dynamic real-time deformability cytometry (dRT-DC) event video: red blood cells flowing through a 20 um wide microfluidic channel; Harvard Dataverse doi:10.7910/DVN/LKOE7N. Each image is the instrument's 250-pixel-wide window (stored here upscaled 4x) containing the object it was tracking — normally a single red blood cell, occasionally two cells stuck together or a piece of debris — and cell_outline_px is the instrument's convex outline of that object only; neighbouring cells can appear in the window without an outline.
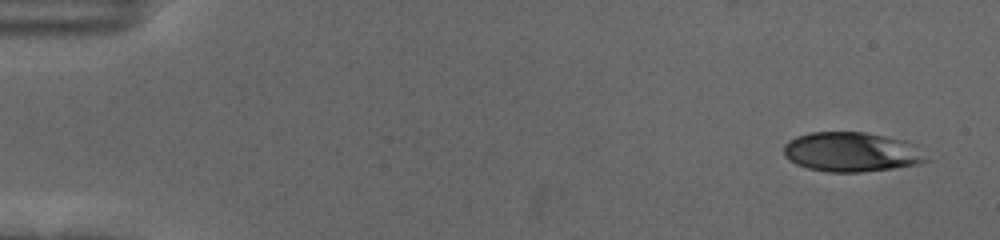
{"species": "human", "species_latin": "Homo sapiens", "temperature_condition": "cold", "stored_images_in_passage": 55, "camera_frame_rate_fps": 3000, "um_per_image_px": 0.085, "donor": {"sex": "female"}, "frame": {"image": 1, "passage_image": 1, "time_ms": 0.0, "image_size_px": [1000, 240], "cell_outline_px": [[932, 160], [920, 164], [892, 168], [860, 172], [828, 172], [808, 168], [796, 164], [788, 160], [784, 156], [784, 144], [788, 140], [796, 136], [812, 132], [864, 132], [904, 140], [912, 144]], "centroid_in_image_um": [72.36, 12.92], "position_along_channel_um": 12.6, "area_um2": 32.95}}
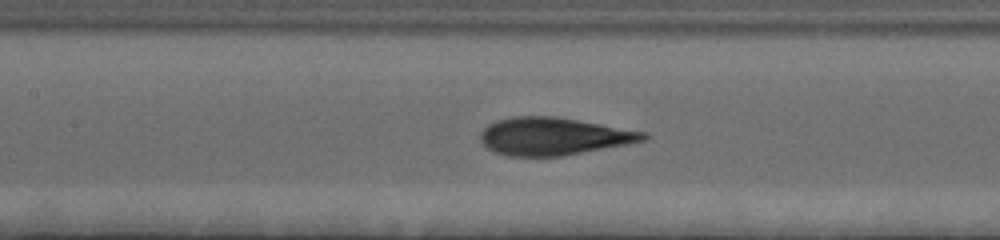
{"frame": {"image": 2, "passage_image": 25, "time_ms": 8.0, "image_size_px": [1000, 240], "cell_outline_px": [[648, 136], [644, 140], [628, 144], [560, 156], [508, 156], [496, 152], [488, 148], [480, 140], [480, 132], [488, 124], [496, 120], [516, 116], [556, 116], [648, 132]], "centroid_in_image_um": [47.05, 11.58], "position_along_channel_um": 160.4, "area_um2": 35.6}}
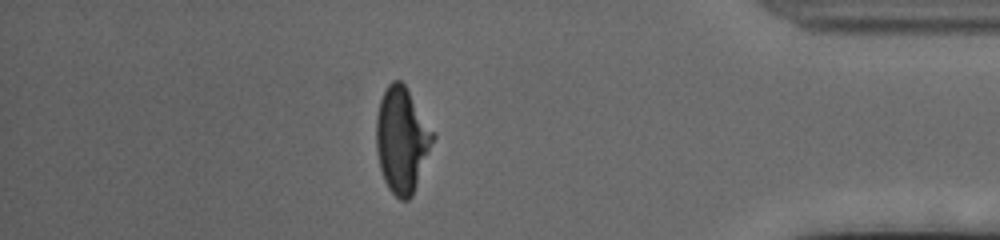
{"frame": {"image": 3, "passage_image": 48, "time_ms": 15.667, "image_size_px": [1000, 240], "cell_outline_px": [[436, 136], [412, 196], [408, 200], [400, 200], [388, 188], [384, 180], [380, 168], [376, 148], [376, 116], [380, 100], [388, 84], [392, 80], [400, 80], [404, 84]], "centroid_in_image_um": [34.15, 11.9], "position_along_channel_um": 401.1, "area_um2": 34.56}, "authors_computed_cell_mechanics": {"area_um2": 35.2002, "velocity_mm_per_s": 3.5701, "shape_relaxation_time_tau1_ms": 4.5698, "shape_relaxation_time_tau2_ms": 1.0231, "deformation_change_tau1": 0.2116, "deformation_change_tau2": 0.0847}}